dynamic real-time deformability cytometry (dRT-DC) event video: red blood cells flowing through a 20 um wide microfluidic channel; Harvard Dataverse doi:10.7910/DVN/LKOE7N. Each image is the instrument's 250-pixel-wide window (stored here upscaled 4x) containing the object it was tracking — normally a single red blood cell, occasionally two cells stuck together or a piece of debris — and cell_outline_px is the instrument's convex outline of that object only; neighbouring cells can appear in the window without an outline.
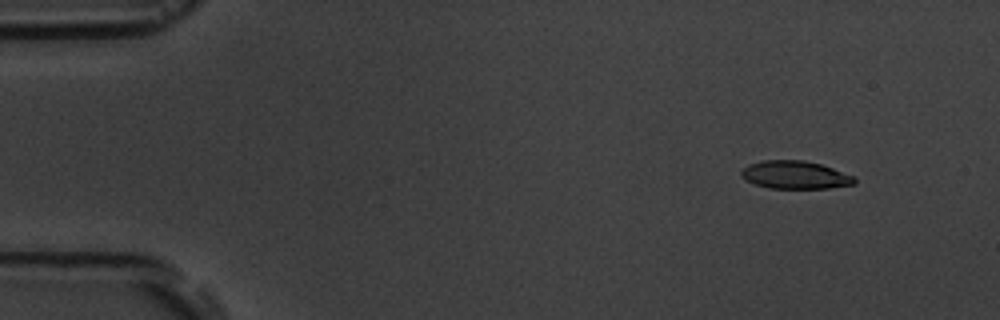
{"species": "common noctule bat (a hibernating species)", "species_latin": "Nyctalus noctula", "temperature_condition": "room temperature", "stored_images_in_passage": 4, "camera_frame_rate_fps": 3000, "um_per_image_px": 0.085, "animal": {"sex": "male", "body_mass_g": 19.5, "forearm_length_mm": 54.6}, "frame": {"image": 1, "passage_image": 1, "time_ms": 0.0, "image_size_px": [1000, 320], "cell_outline_px": [[856, 184], [828, 188], [768, 188], [744, 180], [740, 176], [740, 172], [748, 164], [760, 160], [804, 160], [820, 164], [856, 176]], "centroid_in_image_um": [67.58, 14.86], "position_along_channel_um": 17.4, "area_um2": 18.61}}
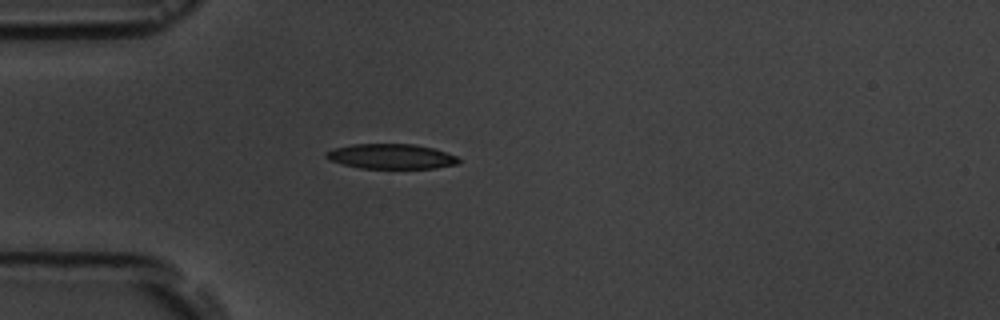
{"frame": {"image": 2, "passage_image": 4, "time_ms": 3.333, "image_size_px": [1000, 320], "cell_outline_px": [[460, 164], [436, 168], [360, 168], [328, 160], [324, 156], [324, 152], [332, 148], [352, 144], [416, 144], [432, 148], [456, 156], [460, 160]], "centroid_in_image_um": [33.21, 13.29], "position_along_channel_um": 51.8, "area_um2": 19.36}}